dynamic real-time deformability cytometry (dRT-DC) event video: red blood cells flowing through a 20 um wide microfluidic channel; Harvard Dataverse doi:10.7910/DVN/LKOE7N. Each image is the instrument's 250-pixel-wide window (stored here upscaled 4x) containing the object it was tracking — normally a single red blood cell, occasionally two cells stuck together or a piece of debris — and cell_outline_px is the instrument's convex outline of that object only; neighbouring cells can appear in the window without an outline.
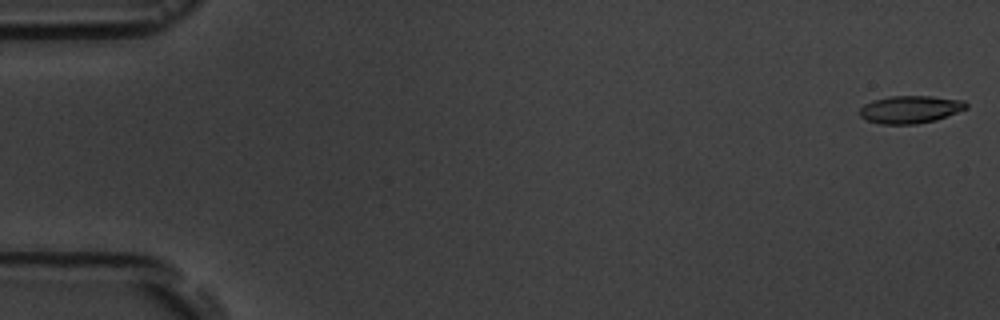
{"species": "common noctule bat (a hibernating species)", "species_latin": "Nyctalus noctula", "temperature_condition": "room temperature", "stored_images_in_passage": 7, "camera_frame_rate_fps": 3000, "um_per_image_px": 0.085, "animal": {"sex": "male", "body_mass_g": 19.5, "forearm_length_mm": 54.6}, "frame": {"image": 1, "passage_image": 1, "time_ms": 0.0, "image_size_px": [1000, 320], "cell_outline_px": [[968, 108], [936, 120], [916, 124], [880, 124], [868, 120], [860, 116], [860, 108], [864, 104], [872, 100], [892, 96], [932, 96], [964, 100], [968, 104]], "centroid_in_image_um": [77.39, 9.29], "position_along_channel_um": 7.6, "area_um2": 17.17}}
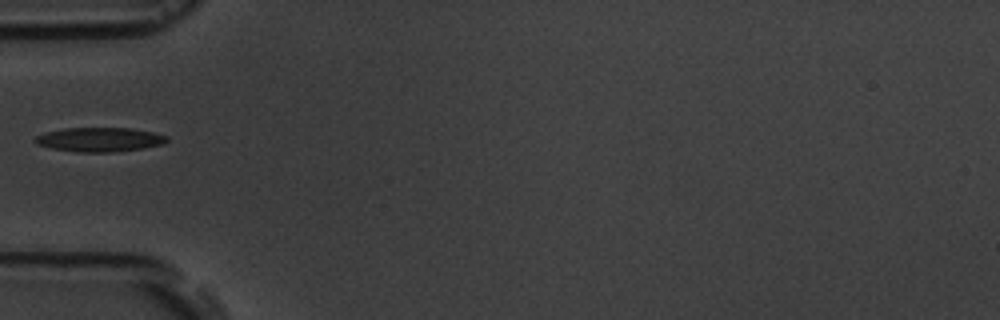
{"frame": {"image": 2, "passage_image": 6, "time_ms": 6.0, "image_size_px": [1000, 320], "cell_outline_px": [[168, 140], [164, 144], [144, 148], [112, 152], [80, 152], [52, 148], [36, 144], [32, 140], [36, 136], [44, 132], [64, 128], [132, 128], [152, 132], [168, 136]], "centroid_in_image_um": [8.46, 11.86], "position_along_channel_um": 76.5, "area_um2": 18.67}}
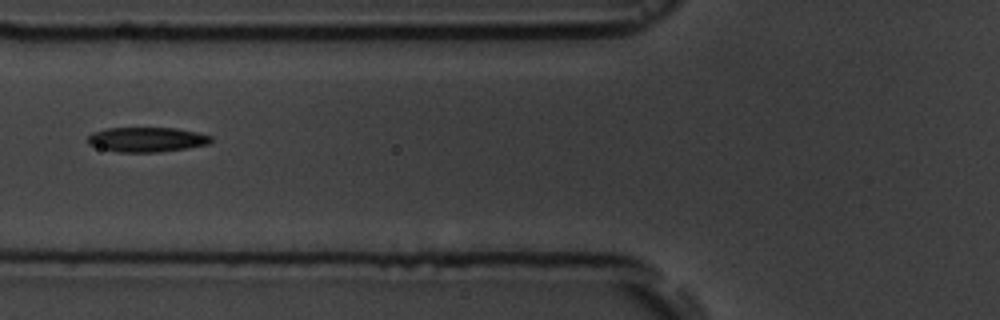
{"frame": {"image": 3, "passage_image": 7, "time_ms": 7.0, "image_size_px": [1000, 320], "cell_outline_px": [[212, 140], [208, 144], [188, 148], [156, 152], [120, 152], [100, 148], [88, 144], [88, 136], [92, 132], [108, 128], [176, 128], [196, 132], [212, 136]], "centroid_in_image_um": [12.47, 11.86], "position_along_channel_um": 113.3, "area_um2": 17.69}}